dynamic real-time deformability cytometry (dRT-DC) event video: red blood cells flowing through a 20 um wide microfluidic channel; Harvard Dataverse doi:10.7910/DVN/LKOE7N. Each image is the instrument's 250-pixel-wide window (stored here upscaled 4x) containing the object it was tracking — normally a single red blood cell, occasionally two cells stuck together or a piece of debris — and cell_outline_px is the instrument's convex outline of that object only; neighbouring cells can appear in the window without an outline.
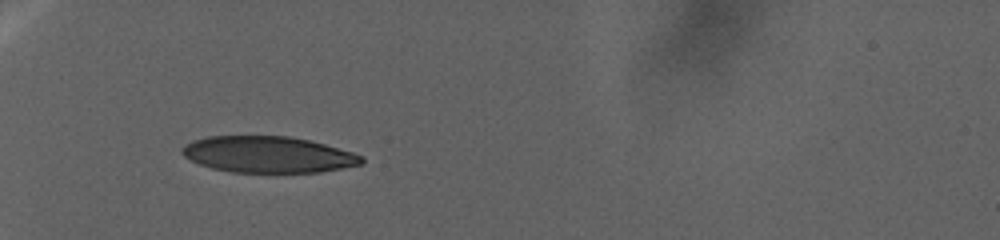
{"species": "human", "species_latin": "Homo sapiens", "temperature_condition": "warm", "stored_images_in_passage": 168, "camera_frame_rate_fps": 3000, "um_per_image_px": 0.085, "donor": {"sex": "female"}, "frame": {"image": 1, "passage_image": 1, "time_ms": 0.0, "image_size_px": [1000, 240], "cell_outline_px": [[364, 164], [320, 172], [232, 172], [212, 168], [200, 164], [184, 156], [180, 152], [180, 148], [184, 144], [192, 140], [208, 136], [288, 136], [308, 140], [324, 144], [352, 152], [364, 156]], "centroid_in_image_um": [22.77, 13.13], "position_along_channel_um": 62.2, "area_um2": 38.03}}
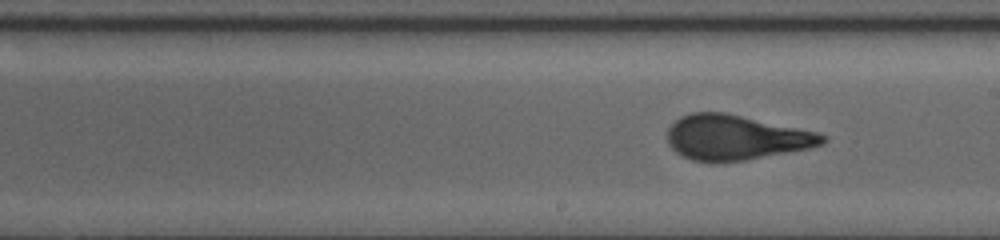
{"frame": {"image": 2, "passage_image": 77, "time_ms": 13.333, "image_size_px": [1000, 240], "cell_outline_px": [[828, 140], [824, 144], [808, 148], [788, 152], [744, 160], [692, 160], [676, 152], [668, 144], [668, 128], [680, 116], [692, 112], [724, 112], [820, 132], [828, 136]], "centroid_in_image_um": [62.59, 11.65], "position_along_channel_um": 226.4, "area_um2": 40.23}}
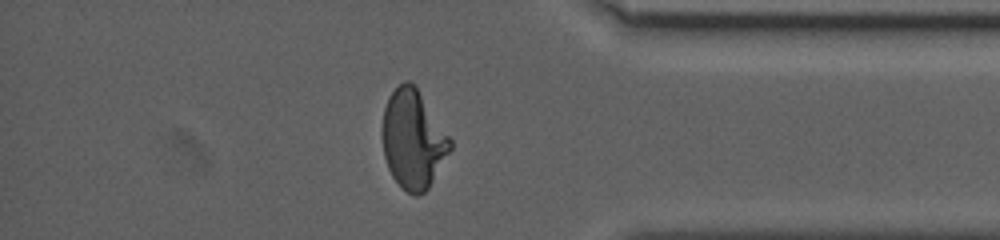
{"frame": {"image": 3, "passage_image": 133, "time_ms": 26.333, "image_size_px": [1000, 240], "cell_outline_px": [[452, 148], [428, 188], [424, 192], [416, 196], [408, 192], [392, 176], [388, 168], [384, 156], [380, 136], [384, 108], [388, 96], [404, 80], [408, 80], [416, 84], [452, 140]], "centroid_in_image_um": [35.1, 11.79], "position_along_channel_um": 400.1, "area_um2": 39.36}}